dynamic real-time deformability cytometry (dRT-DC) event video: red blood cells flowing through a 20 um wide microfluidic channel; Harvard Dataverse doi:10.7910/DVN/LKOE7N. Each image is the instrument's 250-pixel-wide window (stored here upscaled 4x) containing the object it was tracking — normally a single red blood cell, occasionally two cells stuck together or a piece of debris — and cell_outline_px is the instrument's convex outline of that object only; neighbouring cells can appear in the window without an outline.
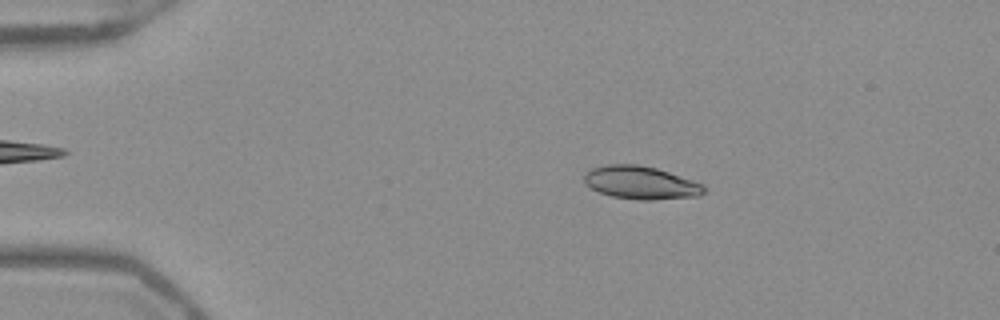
{"species": "Egyptian fruit bat (a non-hibernating species)", "species_latin": "Rousettus aegyptiacus", "temperature_condition": "warm", "stored_images_in_passage": 52, "camera_frame_rate_fps": 3000, "um_per_image_px": 0.085, "frame": {"image": 1, "passage_image": 10, "time_ms": 3.0, "image_size_px": [1000, 320], "cell_outline_px": [[708, 188], [700, 196], [652, 200], [636, 200], [612, 196], [600, 192], [584, 184], [584, 176], [592, 168], [604, 164], [636, 164], [656, 168], [704, 184]], "centroid_in_image_um": [54.49, 15.53], "position_along_channel_um": 30.5, "area_um2": 23.12}}
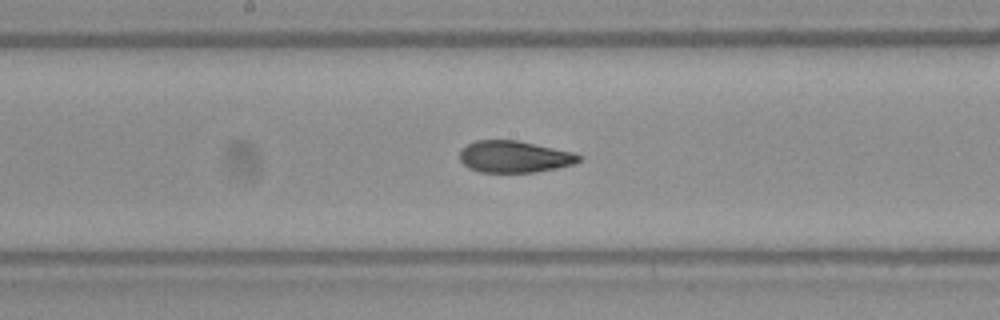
{"frame": {"image": 2, "passage_image": 28, "time_ms": 9.0, "image_size_px": [1000, 320], "cell_outline_px": [[584, 156], [580, 160], [572, 164], [556, 168], [536, 172], [480, 172], [468, 168], [460, 160], [460, 148], [476, 140], [516, 140], [572, 152]], "centroid_in_image_um": [43.69, 13.32], "position_along_channel_um": 204.5, "area_um2": 21.96}}
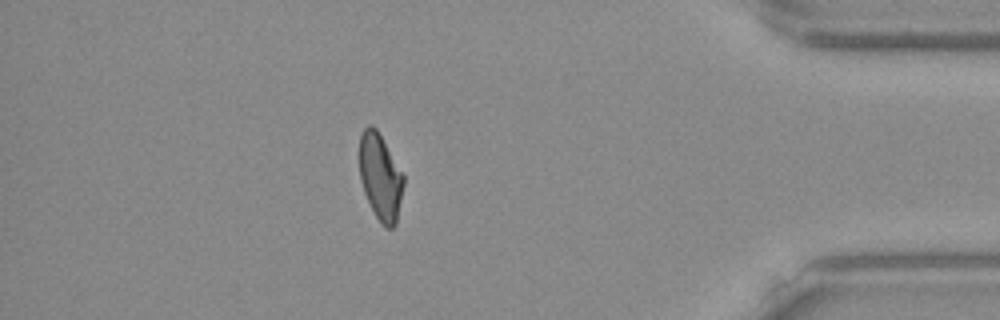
{"frame": {"image": 3, "passage_image": 46, "time_ms": 15.0, "image_size_px": [1000, 320], "cell_outline_px": [[404, 184], [396, 224], [392, 228], [384, 228], [380, 224], [364, 192], [360, 180], [360, 136], [364, 128], [368, 124], [372, 124], [376, 128], [404, 176]], "centroid_in_image_um": [32.33, 15.06], "position_along_channel_um": 402.9, "area_um2": 22.02}, "authors_computed_cell_mechanics": {"area_um2": 22.831, "velocity_mm_per_s": 3.9423, "shape_relaxation_time_tau1_ms": null, "shape_relaxation_time_tau2_ms": 1.3348, "deformation_change_tau1": null, "deformation_change_tau2": 0.0712}}